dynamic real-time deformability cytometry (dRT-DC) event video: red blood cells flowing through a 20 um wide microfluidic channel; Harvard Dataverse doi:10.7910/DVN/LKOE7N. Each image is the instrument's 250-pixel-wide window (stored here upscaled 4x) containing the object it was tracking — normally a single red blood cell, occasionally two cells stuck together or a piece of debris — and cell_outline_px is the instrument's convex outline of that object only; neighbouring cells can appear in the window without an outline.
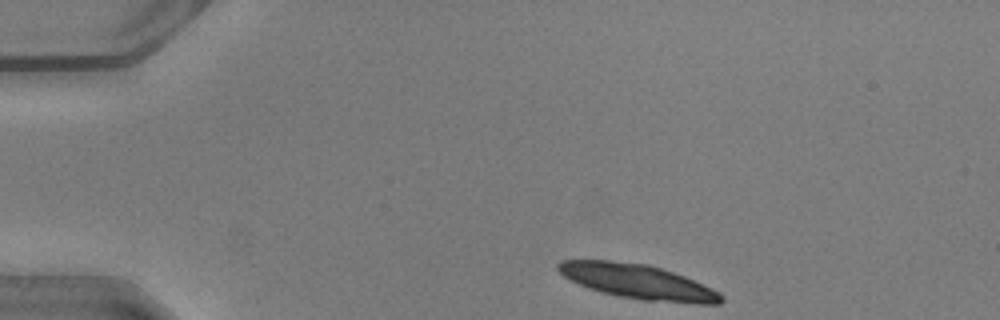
{"species": "common noctule bat (a hibernating species)", "species_latin": "Nyctalus noctula", "temperature_condition": "warm", "stored_images_in_passage": 12, "camera_frame_rate_fps": 3000, "um_per_image_px": 0.085, "animal": {"sex": "male", "body_mass_g": 20.5, "forearm_length_mm": 52.5}, "frame": {"image": 1, "passage_image": 1, "time_ms": 0.0, "image_size_px": [1000, 320], "cell_outline_px": [[724, 300], [720, 304], [696, 304], [644, 300], [620, 296], [588, 288], [564, 276], [556, 268], [556, 264], [560, 260], [608, 260], [648, 264], [684, 276], [712, 288], [720, 292], [724, 296]], "centroid_in_image_um": [54.26, 23.94], "position_along_channel_um": 30.7, "area_um2": 32.71}}